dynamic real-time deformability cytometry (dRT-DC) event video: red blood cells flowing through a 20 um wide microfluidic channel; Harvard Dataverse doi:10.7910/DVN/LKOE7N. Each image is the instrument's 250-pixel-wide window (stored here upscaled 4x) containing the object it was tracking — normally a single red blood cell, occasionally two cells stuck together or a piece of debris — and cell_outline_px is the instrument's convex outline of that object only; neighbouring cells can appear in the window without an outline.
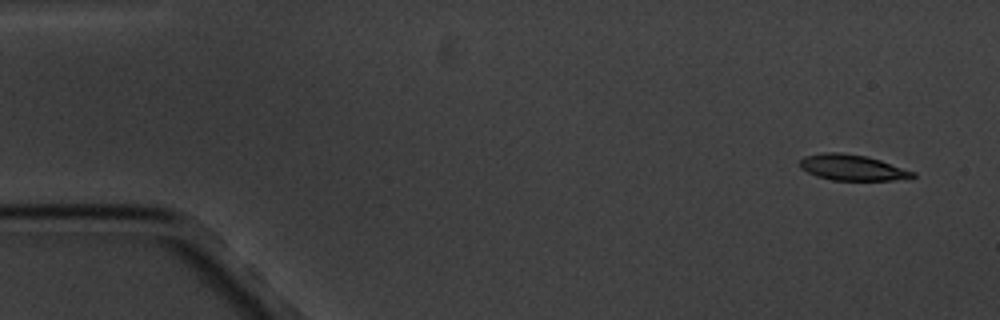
{"species": "common noctule bat (a hibernating species)", "species_latin": "Nyctalus noctula", "temperature_condition": "cold", "stored_images_in_passage": 4, "camera_frame_rate_fps": 3000, "um_per_image_px": 0.085, "animal": {"sex": "male", "body_mass_g": 20.1, "forearm_length_mm": 53.5}, "frame": {"image": 1, "passage_image": 1, "time_ms": 0.0, "image_size_px": [1000, 320], "cell_outline_px": [[916, 176], [912, 180], [832, 180], [816, 176], [800, 168], [796, 164], [804, 156], [820, 152], [840, 152], [864, 156], [880, 160], [916, 172]], "centroid_in_image_um": [72.45, 14.25], "position_along_channel_um": 12.6, "area_um2": 17.28}}
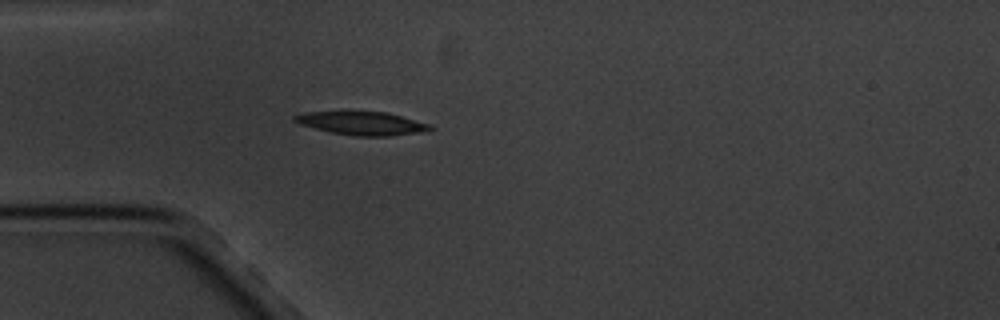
{"frame": {"image": 2, "passage_image": 4, "time_ms": 4.333, "image_size_px": [1000, 320], "cell_outline_px": [[436, 128], [420, 132], [392, 136], [356, 136], [328, 132], [300, 124], [292, 120], [292, 116], [304, 112], [388, 112], [432, 124]], "centroid_in_image_um": [30.8, 10.48], "position_along_channel_um": 54.2, "area_um2": 18.55}}